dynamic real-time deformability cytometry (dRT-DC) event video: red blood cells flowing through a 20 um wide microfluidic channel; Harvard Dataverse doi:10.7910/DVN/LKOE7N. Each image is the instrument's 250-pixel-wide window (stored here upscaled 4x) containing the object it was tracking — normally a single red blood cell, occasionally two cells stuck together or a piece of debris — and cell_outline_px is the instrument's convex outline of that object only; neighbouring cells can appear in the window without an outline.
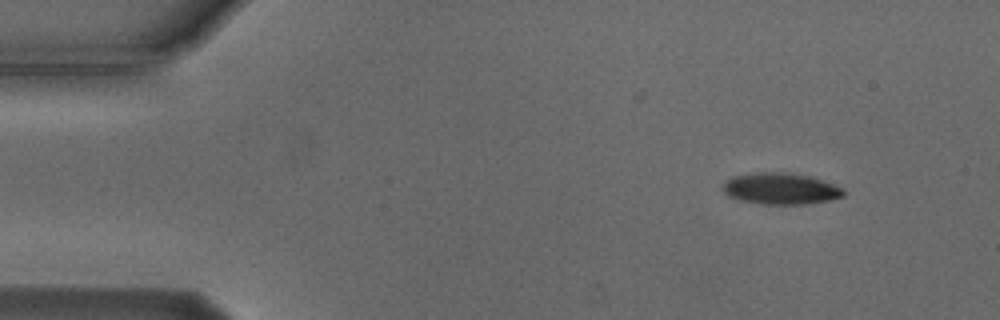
{"species": "Egyptian fruit bat (a non-hibernating species)", "species_latin": "Rousettus aegyptiacus", "temperature_condition": "cold", "stored_images_in_passage": 4, "camera_frame_rate_fps": 3000, "um_per_image_px": 0.085, "animal": {"sex": "male"}, "frame": {"image": 1, "passage_image": 1, "time_ms": 0.0, "image_size_px": [1000, 320], "cell_outline_px": [[844, 196], [828, 200], [804, 204], [760, 204], [740, 200], [728, 196], [720, 188], [732, 176], [752, 172], [780, 172], [808, 176], [844, 188]], "centroid_in_image_um": [66.3, 16.04], "position_along_channel_um": 18.7, "area_um2": 21.96}}
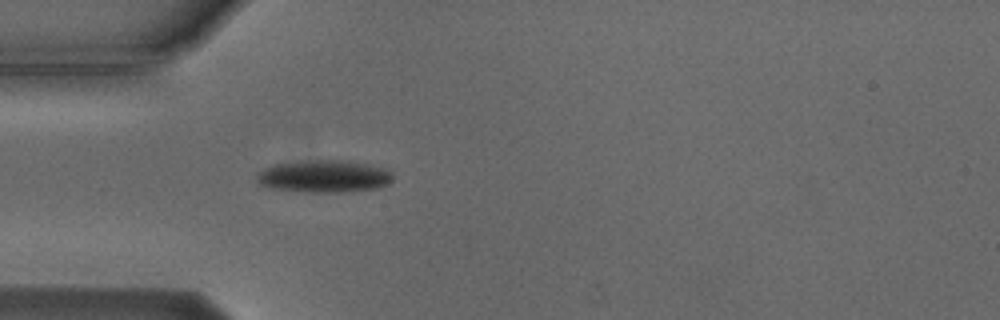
{"frame": {"image": 2, "passage_image": 4, "time_ms": 3.333, "image_size_px": [1000, 320], "cell_outline_px": [[392, 180], [376, 188], [340, 192], [312, 192], [272, 188], [260, 184], [256, 180], [256, 176], [264, 168], [272, 164], [312, 160], [348, 160], [384, 168], [392, 176]], "centroid_in_image_um": [27.49, 14.97], "position_along_channel_um": 57.5, "area_um2": 25.26}}